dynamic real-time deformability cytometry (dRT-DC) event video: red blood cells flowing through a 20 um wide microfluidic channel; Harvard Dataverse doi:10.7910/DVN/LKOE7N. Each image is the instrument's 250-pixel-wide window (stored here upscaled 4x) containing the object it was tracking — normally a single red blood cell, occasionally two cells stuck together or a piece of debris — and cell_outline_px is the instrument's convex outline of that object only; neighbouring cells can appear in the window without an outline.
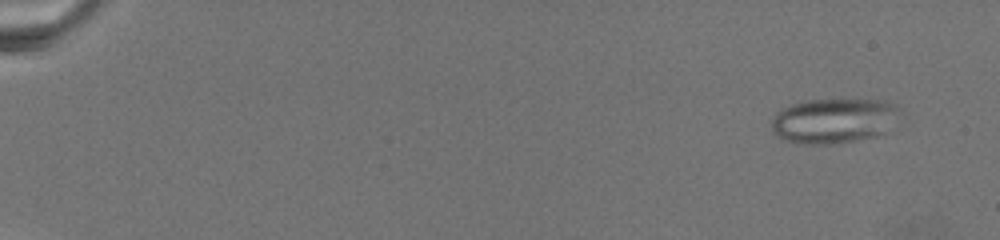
{"species": "common noctule bat (a hibernating species)", "species_latin": "Nyctalus noctula", "temperature_condition": "warm", "stored_images_in_passage": 19, "camera_frame_rate_fps": 3000, "um_per_image_px": 0.085, "animal": {"sex": "female", "body_mass_g": 19.5, "forearm_length_mm": 54.1}, "frame": {"image": 1, "passage_image": 2, "time_ms": 0.667, "image_size_px": [1000, 240], "cell_outline_px": [[900, 108], [884, 132], [876, 136], [856, 140], [832, 144], [804, 144], [784, 140], [772, 132], [772, 116], [780, 108], [804, 100], [884, 100], [896, 104]], "centroid_in_image_um": [70.79, 10.25], "position_along_channel_um": 14.2, "area_um2": 33.41}}
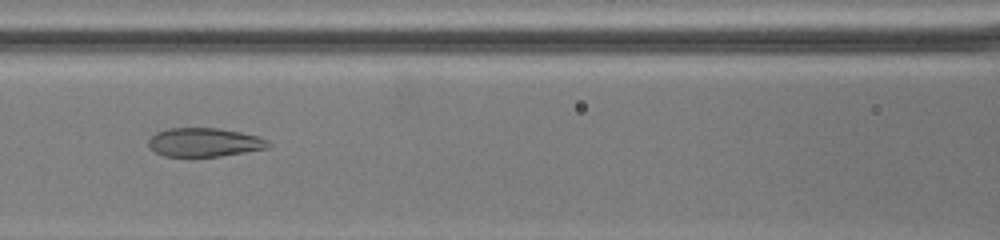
{"frame": {"image": 2, "passage_image": 14, "time_ms": 11.667, "image_size_px": [1000, 240], "cell_outline_px": [[272, 144], [268, 148], [220, 156], [164, 156], [156, 152], [148, 144], [148, 140], [156, 132], [168, 128], [220, 128], [260, 136], [268, 140]], "centroid_in_image_um": [17.41, 12.08], "position_along_channel_um": 149.2, "area_um2": 20.06}}
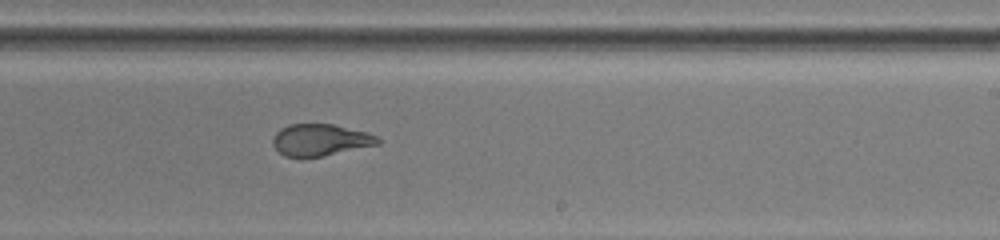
{"frame": {"image": 3, "passage_image": 18, "time_ms": 15.667, "image_size_px": [1000, 240], "cell_outline_px": [[384, 140], [380, 144], [324, 156], [284, 156], [272, 144], [272, 140], [276, 132], [280, 128], [288, 124], [332, 124], [368, 132]], "centroid_in_image_um": [27.27, 11.88], "position_along_channel_um": 261.7, "area_um2": 19.48}}